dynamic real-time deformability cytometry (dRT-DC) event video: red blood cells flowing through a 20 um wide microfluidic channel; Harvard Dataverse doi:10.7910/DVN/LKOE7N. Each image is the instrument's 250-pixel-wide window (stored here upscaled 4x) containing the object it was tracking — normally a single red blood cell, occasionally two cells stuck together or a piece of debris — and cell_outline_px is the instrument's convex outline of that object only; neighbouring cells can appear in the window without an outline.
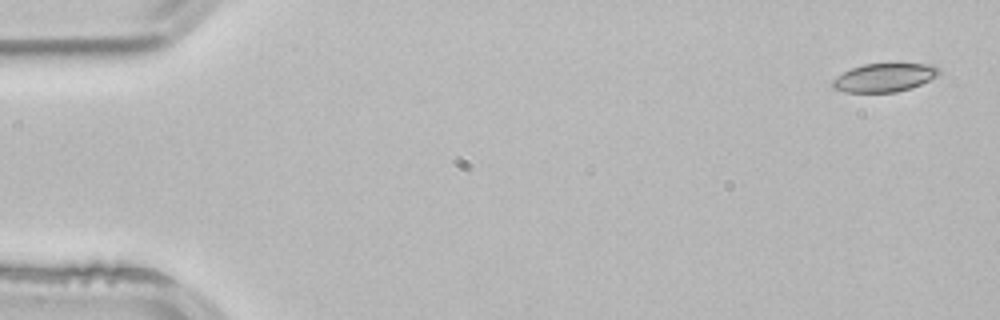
{"species": "common noctule bat (a hibernating species)", "species_latin": "Nyctalus noctula", "temperature_condition": "room temperature", "stored_images_in_passage": 3, "camera_frame_rate_fps": 3000, "um_per_image_px": 0.085, "animal": {"sex": "male", "body_mass_g": 21.5, "forearm_length_mm": 52.0}, "frame": {"image": 1, "passage_image": 1, "time_ms": 0.0, "image_size_px": [1000, 320], "cell_outline_px": [[940, 72], [936, 76], [912, 88], [896, 92], [844, 92], [832, 88], [832, 80], [836, 76], [852, 68], [864, 64], [932, 64], [940, 68]], "centroid_in_image_um": [75.15, 6.6], "position_along_channel_um": 9.8, "area_um2": 17.57}}
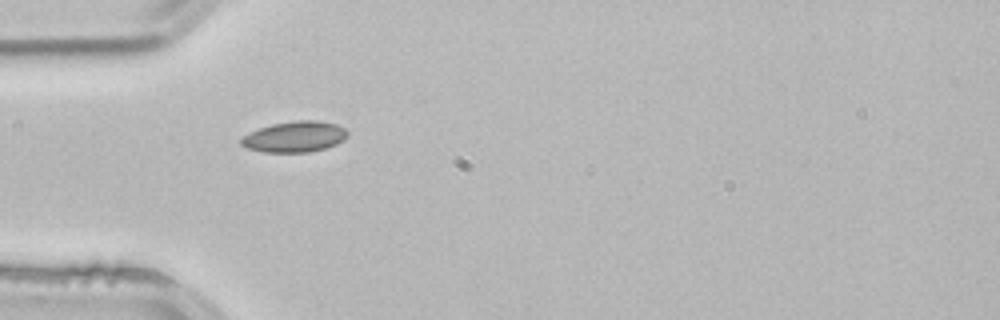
{"frame": {"image": 2, "passage_image": 3, "time_ms": 0.667, "image_size_px": [1000, 320], "cell_outline_px": [[348, 136], [344, 140], [336, 144], [324, 148], [308, 152], [264, 152], [248, 148], [240, 144], [240, 140], [244, 136], [260, 128], [272, 124], [296, 120], [320, 120], [336, 124], [344, 128], [348, 132]], "centroid_in_image_um": [25.08, 11.61], "position_along_channel_um": 59.9, "area_um2": 19.02}}